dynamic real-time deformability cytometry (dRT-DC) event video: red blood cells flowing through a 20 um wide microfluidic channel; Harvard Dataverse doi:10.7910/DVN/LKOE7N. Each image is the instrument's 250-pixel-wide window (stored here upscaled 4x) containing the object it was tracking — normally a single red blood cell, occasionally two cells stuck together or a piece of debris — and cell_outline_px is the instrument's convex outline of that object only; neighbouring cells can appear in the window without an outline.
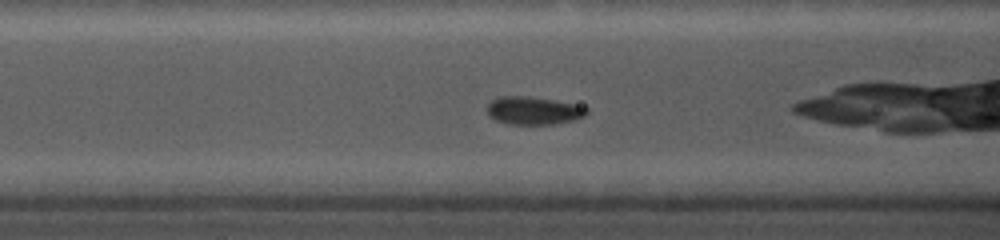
{"species": "common noctule bat (a hibernating species)", "species_latin": "Nyctalus noctula", "temperature_condition": "cold", "stored_images_in_passage": 9, "camera_frame_rate_fps": 5000, "um_per_image_px": 0.085, "animal": {"sex": "female", "body_mass_g": 19.0, "forearm_length_mm": 56.7}, "frame": {"image": 1, "passage_image": 4, "time_ms": 0.6, "image_size_px": [1000, 240], "cell_outline_px": [[588, 112], [584, 116], [576, 120], [556, 124], [508, 124], [496, 120], [488, 116], [488, 104], [492, 100], [500, 96], [528, 96], [576, 104], [588, 108]], "centroid_in_image_um": [45.36, 9.41], "position_along_channel_um": 121.2, "area_um2": 16.24}}
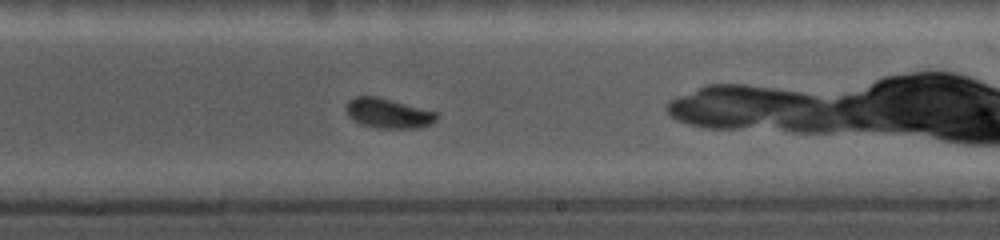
{"frame": {"image": 2, "passage_image": 9, "time_ms": 1.6, "image_size_px": [1000, 240], "cell_outline_px": [[436, 120], [420, 128], [376, 128], [360, 124], [348, 116], [344, 108], [348, 100], [356, 96], [376, 96], [392, 100], [436, 112]], "centroid_in_image_um": [32.92, 9.63], "position_along_channel_um": 256.1, "area_um2": 15.66}}